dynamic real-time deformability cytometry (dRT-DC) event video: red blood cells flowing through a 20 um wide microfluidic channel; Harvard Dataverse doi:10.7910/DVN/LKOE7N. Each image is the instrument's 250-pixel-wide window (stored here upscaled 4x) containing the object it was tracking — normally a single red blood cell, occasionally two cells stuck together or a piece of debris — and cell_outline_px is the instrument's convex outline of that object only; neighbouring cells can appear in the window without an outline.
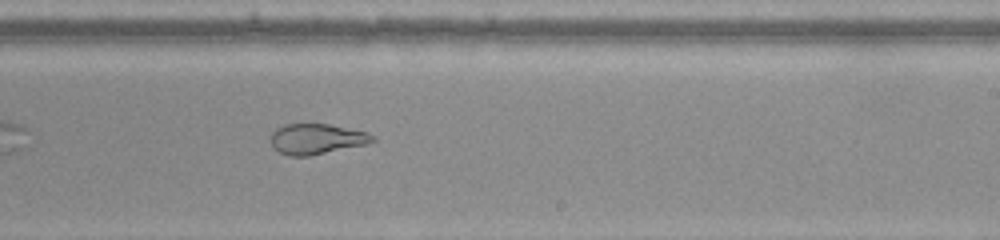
{"species": "common noctule bat (a hibernating species)", "species_latin": "Nyctalus noctula", "temperature_condition": "warm", "stored_images_in_passage": 33, "segment_of_instrument_passage": [2, 2], "camera_frame_rate_fps": 3000, "um_per_image_px": 0.085, "animal": {"sex": "female", "body_mass_g": 22.0, "forearm_length_mm": 56.7}, "frame": {"image": 1, "passage_image": 15, "time_ms": 4.667, "image_size_px": [1000, 240], "cell_outline_px": [[376, 140], [368, 144], [308, 156], [288, 156], [272, 148], [272, 132], [276, 128], [284, 124], [328, 124], [368, 132], [376, 136]], "centroid_in_image_um": [26.93, 11.81], "position_along_channel_um": 262.1, "area_um2": 18.15}}